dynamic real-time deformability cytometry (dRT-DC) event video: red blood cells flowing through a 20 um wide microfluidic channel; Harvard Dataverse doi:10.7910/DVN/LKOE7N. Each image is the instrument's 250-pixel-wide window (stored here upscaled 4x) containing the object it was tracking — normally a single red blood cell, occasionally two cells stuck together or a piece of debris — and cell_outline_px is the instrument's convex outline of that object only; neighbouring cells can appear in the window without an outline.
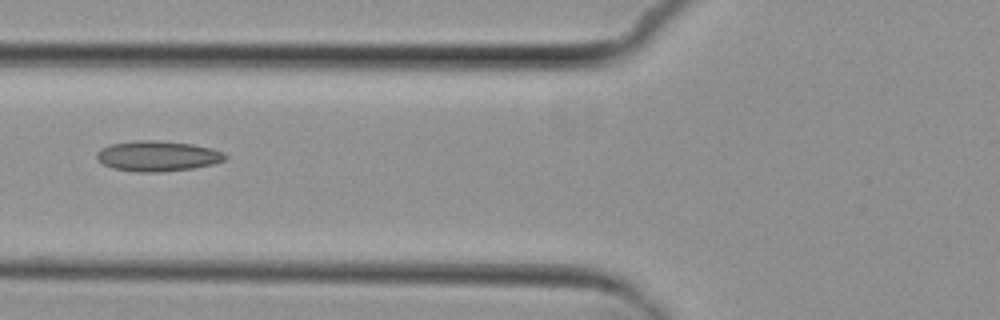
{"species": "common noctule bat (a hibernating species)", "species_latin": "Nyctalus noctula", "temperature_condition": "cold", "stored_images_in_passage": 7, "camera_frame_rate_fps": 3000, "um_per_image_px": 0.085, "animal": {"sex": "female", "body_mass_g": 29.2, "forearm_length_mm": 56.3}, "frame": {"image": 1, "passage_image": 7, "time_ms": 7.0, "image_size_px": [1000, 320], "cell_outline_px": [[228, 156], [224, 160], [212, 164], [192, 168], [160, 172], [136, 172], [112, 168], [104, 164], [96, 156], [96, 152], [100, 148], [112, 144], [136, 140], [160, 140], [192, 144], [212, 148], [224, 152]], "centroid_in_image_um": [13.4, 13.25], "position_along_channel_um": 112.4, "area_um2": 22.77}}